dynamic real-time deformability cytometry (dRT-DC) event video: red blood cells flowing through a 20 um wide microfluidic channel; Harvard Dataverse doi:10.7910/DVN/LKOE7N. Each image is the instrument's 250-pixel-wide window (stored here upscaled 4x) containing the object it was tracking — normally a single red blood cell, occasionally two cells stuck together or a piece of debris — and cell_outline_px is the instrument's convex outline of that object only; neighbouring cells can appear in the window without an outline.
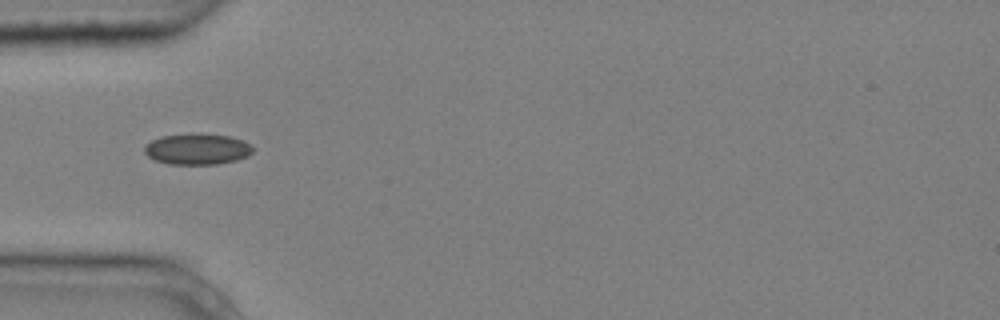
{"species": "common noctule bat (a hibernating species)", "species_latin": "Nyctalus noctula", "temperature_condition": "cold", "stored_images_in_passage": 4, "camera_frame_rate_fps": 3000, "um_per_image_px": 0.085, "animal": {"sex": "male", "body_mass_g": 20.4}, "frame": {"image": 1, "passage_image": 2, "time_ms": 0.333, "image_size_px": [1000, 320], "cell_outline_px": [[256, 148], [248, 156], [236, 160], [216, 164], [168, 164], [156, 160], [148, 156], [144, 152], [144, 148], [152, 140], [164, 136], [192, 132], [200, 132], [232, 136], [244, 140]], "centroid_in_image_um": [16.83, 12.64], "position_along_channel_um": 68.2, "area_um2": 19.94}}
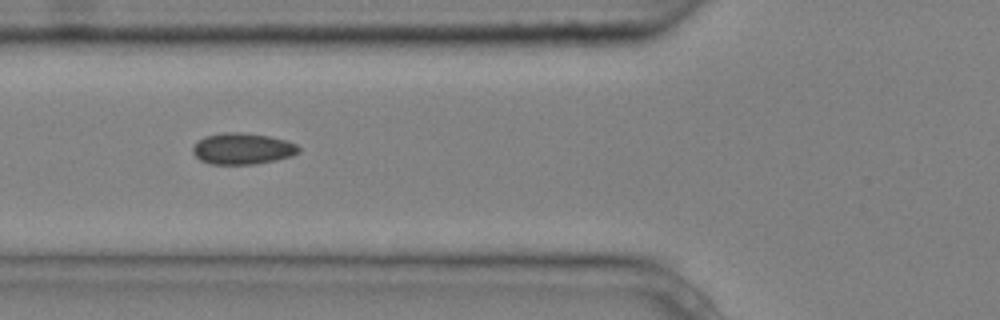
{"frame": {"image": 2, "passage_image": 3, "time_ms": 0.667, "image_size_px": [1000, 320], "cell_outline_px": [[300, 152], [292, 156], [276, 160], [252, 164], [208, 164], [200, 160], [192, 152], [192, 148], [204, 136], [224, 132], [240, 132], [268, 136], [288, 140], [296, 144], [300, 148]], "centroid_in_image_um": [20.63, 12.64], "position_along_channel_um": 105.2, "area_um2": 19.36}}